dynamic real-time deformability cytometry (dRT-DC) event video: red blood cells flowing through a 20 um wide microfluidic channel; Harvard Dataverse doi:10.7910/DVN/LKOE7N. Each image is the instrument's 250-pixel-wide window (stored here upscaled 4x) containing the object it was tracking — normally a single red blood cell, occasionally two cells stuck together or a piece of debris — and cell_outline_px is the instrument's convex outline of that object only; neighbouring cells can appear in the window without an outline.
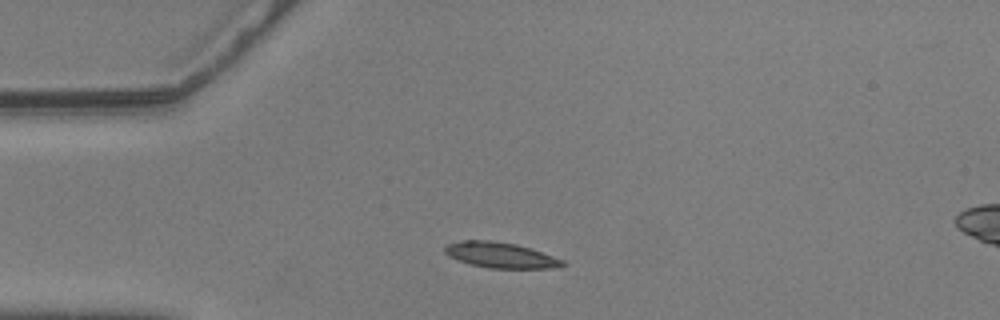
{"species": "common noctule bat (a hibernating species)", "species_latin": "Nyctalus noctula", "temperature_condition": "warm", "stored_images_in_passage": 44, "camera_frame_rate_fps": 3000, "um_per_image_px": 0.085, "animal": {"sex": "male", "body_mass_g": 20.5, "forearm_length_mm": 52.5}, "frame": {"image": 1, "passage_image": 1, "time_ms": 0.0, "image_size_px": [1000, 320], "cell_outline_px": [[568, 264], [548, 268], [488, 268], [456, 260], [448, 256], [444, 252], [444, 248], [448, 244], [460, 240], [488, 240], [516, 244], [564, 260]], "centroid_in_image_um": [42.49, 21.68], "position_along_channel_um": 42.5, "area_um2": 17.34}}
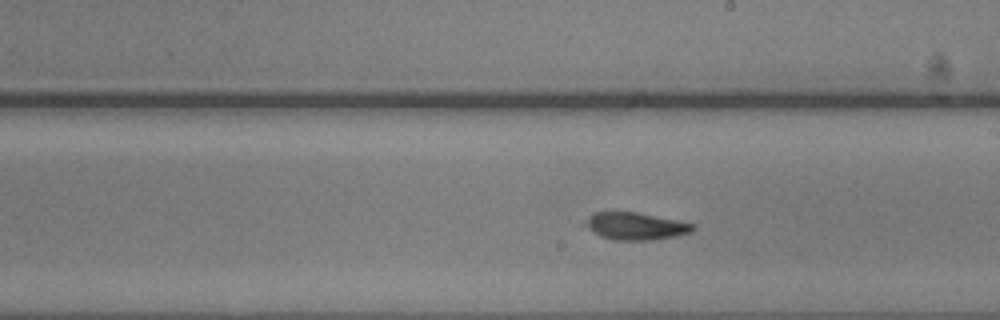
{"frame": {"image": 2, "passage_image": 19, "time_ms": 6.0, "image_size_px": [1000, 320], "cell_outline_px": [[696, 228], [692, 232], [676, 236], [652, 240], [612, 240], [600, 236], [592, 232], [580, 224], [592, 212], [636, 212], [696, 224]], "centroid_in_image_um": [53.96, 19.22], "position_along_channel_um": 235.0, "area_um2": 17.46}}
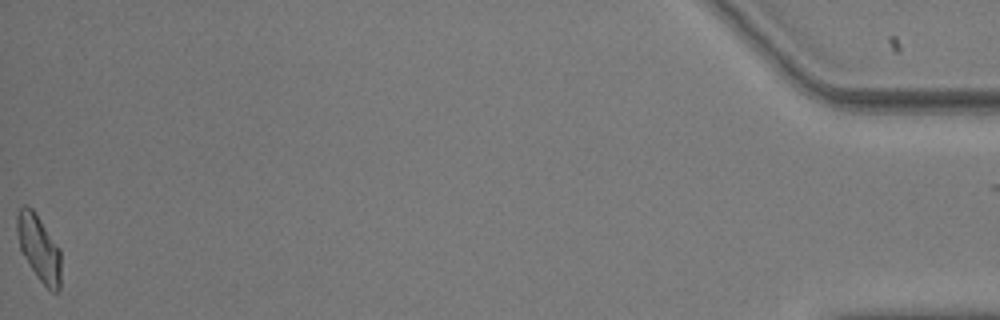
{"frame": {"image": 3, "passage_image": 44, "time_ms": 14.333, "image_size_px": [1000, 320], "cell_outline_px": [[60, 288], [56, 292], [52, 292], [36, 276], [24, 256], [20, 248], [16, 228], [16, 216], [20, 208], [24, 204], [28, 204], [32, 208], [60, 248]], "centroid_in_image_um": [3.3, 21.06], "position_along_channel_um": 431.9, "area_um2": 16.82}, "authors_computed_cell_mechanics": {"area_um2": 17.4556, "velocity_mm_per_s": 3.5663, "shape_relaxation_time_tau1_ms": 4.1581, "shape_relaxation_time_tau2_ms": 2.9323, "deformation_change_tau1": 0.1526, "deformation_change_tau2": 0.0705}}